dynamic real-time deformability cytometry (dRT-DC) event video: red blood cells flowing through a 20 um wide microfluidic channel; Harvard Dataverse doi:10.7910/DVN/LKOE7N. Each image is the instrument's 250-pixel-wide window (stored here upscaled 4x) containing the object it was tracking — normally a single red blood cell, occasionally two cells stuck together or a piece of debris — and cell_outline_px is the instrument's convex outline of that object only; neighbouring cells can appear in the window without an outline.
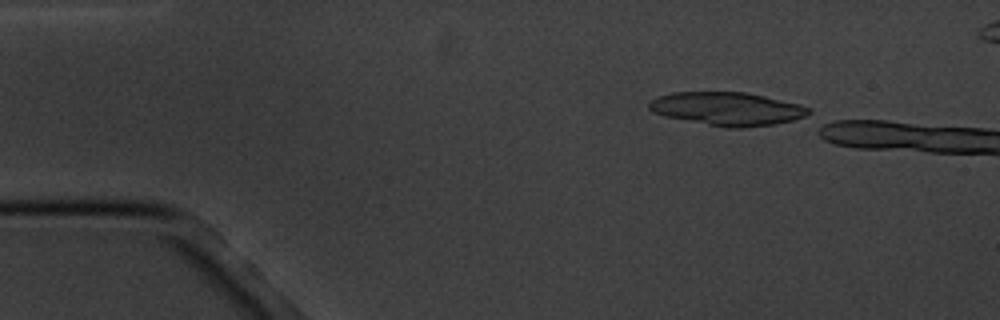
{"species": "common noctule bat (a hibernating species)", "species_latin": "Nyctalus noctula", "temperature_condition": "cold", "stored_images_in_passage": 3, "camera_frame_rate_fps": 3000, "um_per_image_px": 0.085, "animal": {"sex": "male", "body_mass_g": 20.1, "forearm_length_mm": 53.5}, "frame": {"image": 1, "passage_image": 1, "time_ms": 0.0, "image_size_px": [1000, 320], "cell_outline_px": [[812, 116], [776, 124], [740, 128], [724, 128], [664, 116], [652, 112], [648, 108], [648, 104], [652, 100], [660, 96], [672, 92], [744, 92], [764, 96], [800, 104], [808, 108], [812, 112]], "centroid_in_image_um": [61.85, 9.26], "position_along_channel_um": 23.1, "area_um2": 31.21}}